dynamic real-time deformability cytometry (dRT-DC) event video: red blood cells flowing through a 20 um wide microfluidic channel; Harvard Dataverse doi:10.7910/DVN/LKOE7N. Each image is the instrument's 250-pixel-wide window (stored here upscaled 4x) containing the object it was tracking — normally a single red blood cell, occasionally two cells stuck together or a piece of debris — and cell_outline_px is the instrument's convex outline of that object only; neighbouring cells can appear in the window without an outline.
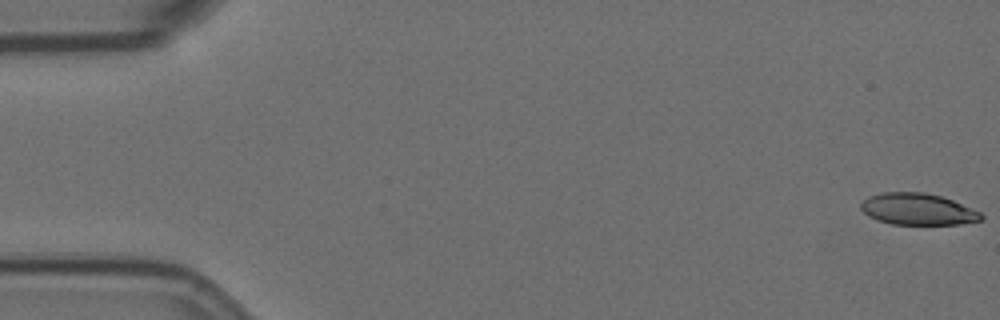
{"species": "Egyptian fruit bat (a non-hibernating species)", "species_latin": "Rousettus aegyptiacus", "temperature_condition": "room temperature", "stored_images_in_passage": 5, "camera_frame_rate_fps": 3000, "um_per_image_px": 0.085, "animal": {"sex": "female"}, "frame": {"image": 1, "passage_image": 1, "time_ms": 0.0, "image_size_px": [1000, 320], "cell_outline_px": [[984, 220], [960, 224], [892, 224], [868, 216], [860, 208], [860, 204], [868, 196], [880, 192], [924, 192], [940, 196], [952, 200], [980, 212], [984, 216]], "centroid_in_image_um": [78.01, 17.77], "position_along_channel_um": 7.0, "area_um2": 22.08}}